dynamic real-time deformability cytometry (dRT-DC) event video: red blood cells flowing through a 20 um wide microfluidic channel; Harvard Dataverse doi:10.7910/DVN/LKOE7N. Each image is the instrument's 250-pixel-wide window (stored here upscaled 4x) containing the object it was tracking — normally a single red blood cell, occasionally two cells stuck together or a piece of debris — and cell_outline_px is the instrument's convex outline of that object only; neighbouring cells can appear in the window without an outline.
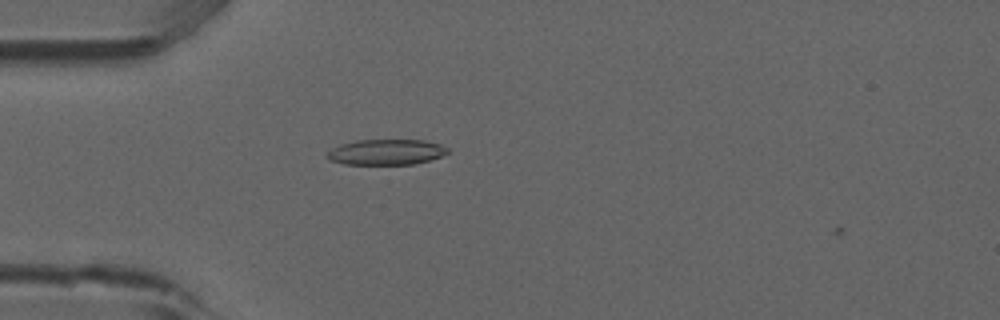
{"species": "common noctule bat (a hibernating species)", "species_latin": "Nyctalus noctula", "temperature_condition": "room temperature", "stored_images_in_passage": 2, "camera_frame_rate_fps": 3000, "um_per_image_px": 0.085, "animal": {"sex": "male", "forearm_length_mm": 52.5}, "frame": {"image": 1, "passage_image": 1, "time_ms": 0.0, "image_size_px": [1000, 320], "cell_outline_px": [[448, 152], [440, 156], [428, 160], [412, 164], [344, 164], [328, 160], [324, 156], [332, 148], [340, 144], [356, 140], [424, 140], [440, 144], [448, 148]], "centroid_in_image_um": [32.77, 12.92], "position_along_channel_um": 52.2, "area_um2": 17.92}}